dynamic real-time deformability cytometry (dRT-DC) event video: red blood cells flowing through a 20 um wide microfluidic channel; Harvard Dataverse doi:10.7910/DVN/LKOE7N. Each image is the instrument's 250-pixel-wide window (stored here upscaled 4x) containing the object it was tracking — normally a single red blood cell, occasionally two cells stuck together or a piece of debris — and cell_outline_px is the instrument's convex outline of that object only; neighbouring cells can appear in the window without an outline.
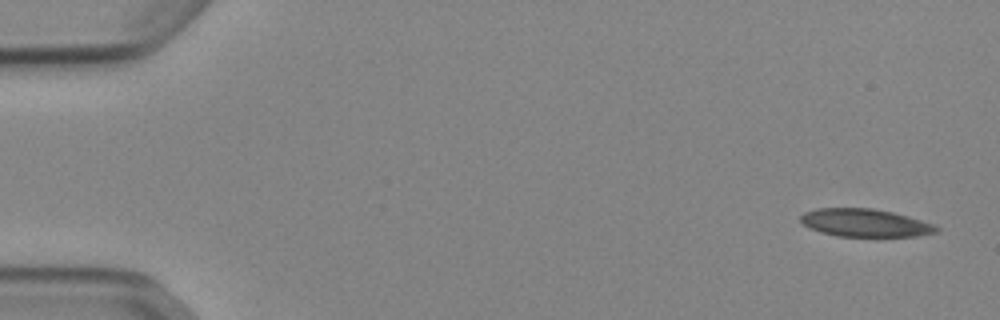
{"species": "Egyptian fruit bat (a non-hibernating species)", "species_latin": "Rousettus aegyptiacus", "temperature_condition": "cold", "stored_images_in_passage": 51, "camera_frame_rate_fps": 3000, "um_per_image_px": 0.085, "animal": {"sex": "female"}, "frame": {"image": 1, "passage_image": 1, "time_ms": 0.0, "image_size_px": [1000, 320], "cell_outline_px": [[940, 228], [936, 232], [916, 236], [836, 236], [820, 232], [808, 228], [800, 220], [800, 216], [804, 212], [816, 208], [872, 208], [892, 212], [908, 216], [936, 224]], "centroid_in_image_um": [73.52, 18.94], "position_along_channel_um": 11.5, "area_um2": 22.14}}
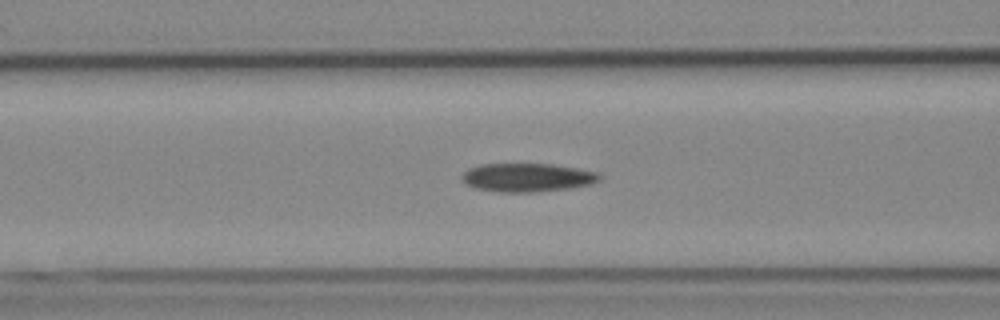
{"frame": {"image": 2, "passage_image": 20, "time_ms": 6.333, "image_size_px": [1000, 320], "cell_outline_px": [[604, 176], [600, 180], [592, 184], [572, 188], [532, 192], [500, 192], [476, 188], [464, 184], [460, 176], [468, 168], [480, 164], [552, 164], [600, 172]], "centroid_in_image_um": [44.85, 15.08], "position_along_channel_um": 121.8, "area_um2": 23.18}}
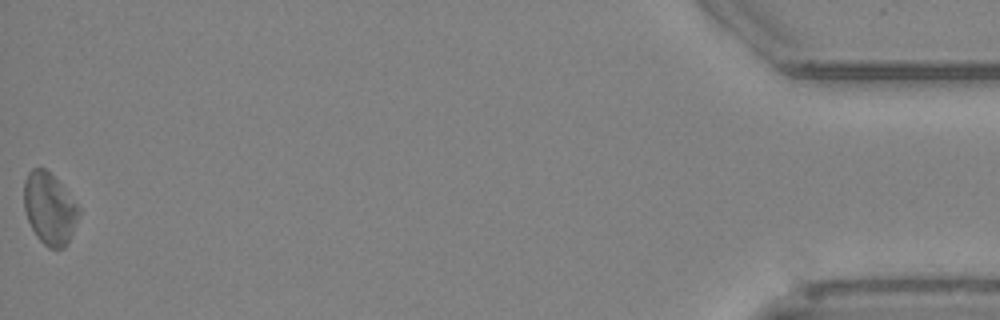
{"frame": {"image": 3, "passage_image": 51, "time_ms": 16.667, "image_size_px": [1000, 320], "cell_outline_px": [[80, 212], [68, 244], [64, 248], [48, 248], [36, 236], [28, 220], [24, 208], [24, 180], [28, 172], [32, 168], [44, 168], [60, 184], [80, 208]], "centroid_in_image_um": [4.2, 17.75], "position_along_channel_um": 431.0, "area_um2": 22.66}, "authors_computed_cell_mechanics": {"area_um2": 22.7154, "velocity_mm_per_s": 3.8853, "shape_relaxation_time_tau1_ms": 10.8943, "shape_relaxation_time_tau2_ms": null, "deformation_change_tau1": 0.1665, "deformation_change_tau2": null}}